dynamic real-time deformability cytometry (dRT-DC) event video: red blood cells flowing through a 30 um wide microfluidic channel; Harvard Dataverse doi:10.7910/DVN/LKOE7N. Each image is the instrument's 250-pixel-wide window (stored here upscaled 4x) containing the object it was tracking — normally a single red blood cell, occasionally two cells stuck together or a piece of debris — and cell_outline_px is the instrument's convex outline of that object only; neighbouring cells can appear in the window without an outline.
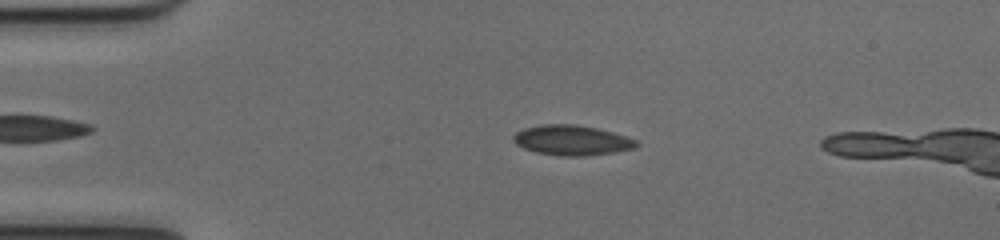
{"species": "common noctule bat (a hibernating species)", "species_latin": "Nyctalus noctula", "temperature_condition": "cold", "stored_images_in_passage": 45, "camera_frame_rate_fps": 3000, "um_per_image_px": 0.085, "animal": {"sex": "female", "body_mass_g": 17.0, "forearm_length_mm": 48.0}, "frame": {"image": 1, "passage_image": 11, "time_ms": 3.333, "image_size_px": [1000, 240], "cell_outline_px": [[640, 144], [632, 148], [612, 152], [580, 156], [560, 156], [536, 152], [524, 148], [516, 144], [512, 140], [512, 136], [516, 132], [524, 128], [544, 124], [572, 124], [596, 128], [612, 132], [636, 140]], "centroid_in_image_um": [48.55, 11.92], "position_along_channel_um": 36.5, "area_um2": 21.27}}
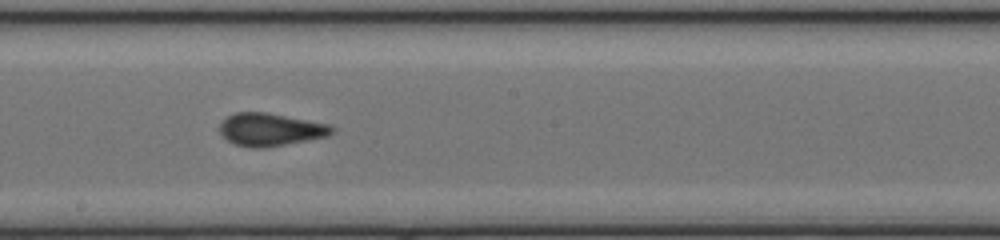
{"frame": {"image": 2, "passage_image": 28, "time_ms": 9.0, "image_size_px": [1000, 240], "cell_outline_px": [[332, 132], [328, 136], [264, 148], [252, 148], [232, 144], [220, 132], [220, 124], [228, 116], [236, 112], [268, 112], [328, 124], [332, 128]], "centroid_in_image_um": [22.95, 11.01], "position_along_channel_um": 225.3, "area_um2": 21.21}}
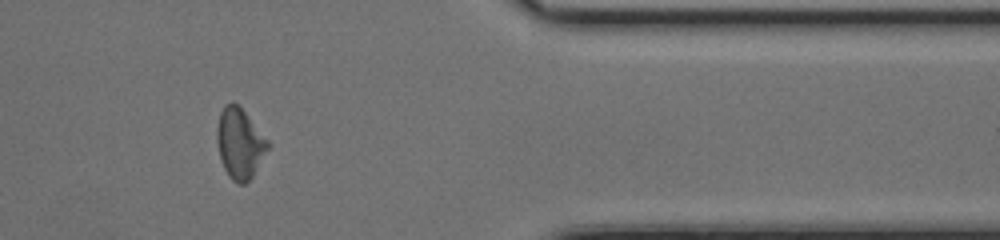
{"frame": {"image": 3, "passage_image": 42, "time_ms": 13.667, "image_size_px": [1000, 240], "cell_outline_px": [[268, 148], [252, 176], [244, 184], [240, 184], [232, 180], [228, 176], [224, 168], [220, 156], [216, 140], [216, 132], [220, 112], [224, 104], [232, 100], [240, 104], [268, 140]], "centroid_in_image_um": [20.35, 12.12], "position_along_channel_um": 391.0, "area_um2": 20.92}, "authors_computed_cell_mechanics": {"area_um2": 20.8658, "velocity_mm_per_s": 4.0285, "shape_relaxation_time_tau1_ms": null, "shape_relaxation_time_tau2_ms": 1.3961, "deformation_change_tau1": null, "deformation_change_tau2": 0.0651}}